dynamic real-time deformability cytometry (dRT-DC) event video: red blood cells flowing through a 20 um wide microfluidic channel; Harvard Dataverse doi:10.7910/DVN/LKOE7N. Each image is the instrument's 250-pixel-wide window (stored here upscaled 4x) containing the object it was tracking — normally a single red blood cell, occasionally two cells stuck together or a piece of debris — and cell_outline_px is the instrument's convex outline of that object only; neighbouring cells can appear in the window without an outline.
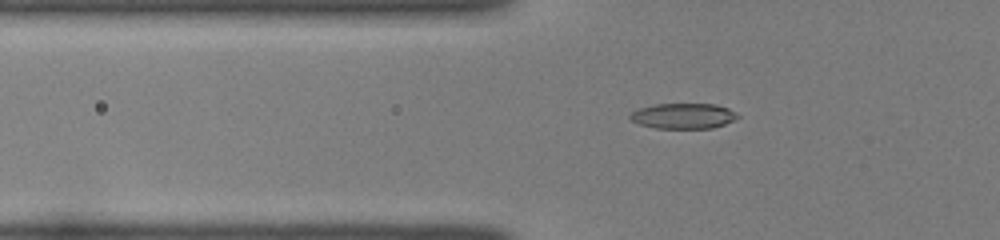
{"species": "common noctule bat (a hibernating species)", "species_latin": "Nyctalus noctula", "temperature_condition": "room temperature", "stored_images_in_passage": 35, "camera_frame_rate_fps": 3000, "um_per_image_px": 0.085, "animal": {"sex": "female", "body_mass_g": 22.0, "forearm_length_mm": 56.7}, "frame": {"image": 1, "passage_image": 2, "time_ms": 0.333, "image_size_px": [1000, 240], "cell_outline_px": [[736, 116], [732, 120], [724, 124], [708, 128], [660, 128], [644, 124], [632, 120], [632, 112], [644, 108], [660, 104], [712, 104], [728, 108]], "centroid_in_image_um": [58.11, 9.85], "position_along_channel_um": 67.7, "area_um2": 14.97}}
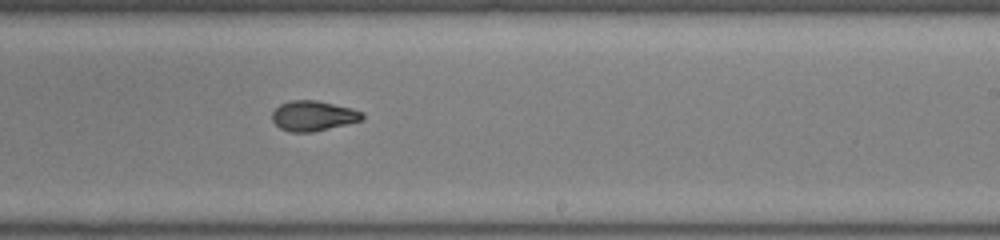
{"frame": {"image": 2, "passage_image": 17, "time_ms": 5.333, "image_size_px": [1000, 240], "cell_outline_px": [[364, 116], [360, 120], [308, 132], [292, 132], [280, 128], [272, 120], [272, 112], [280, 104], [296, 100], [312, 100], [348, 108], [360, 112]], "centroid_in_image_um": [26.53, 9.84], "position_along_channel_um": 262.5, "area_um2": 14.97}}
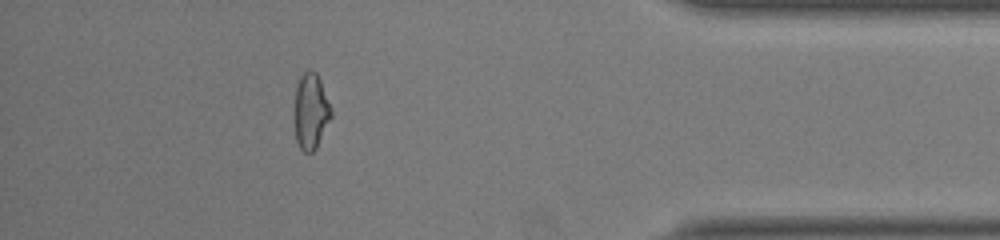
{"frame": {"image": 3, "passage_image": 30, "time_ms": 9.667, "image_size_px": [1000, 240], "cell_outline_px": [[332, 116], [312, 152], [304, 152], [300, 148], [296, 140], [296, 88], [304, 72], [316, 72], [332, 112]], "centroid_in_image_um": [26.43, 9.49], "position_along_channel_um": 408.8, "area_um2": 15.14}, "authors_computed_cell_mechanics": {"area_um2": 14.9702, "velocity_mm_per_s": 4.0208, "shape_relaxation_time_tau1_ms": null, "shape_relaxation_time_tau2_ms": 2.0832, "deformation_change_tau1": null, "deformation_change_tau2": 0.0486}}